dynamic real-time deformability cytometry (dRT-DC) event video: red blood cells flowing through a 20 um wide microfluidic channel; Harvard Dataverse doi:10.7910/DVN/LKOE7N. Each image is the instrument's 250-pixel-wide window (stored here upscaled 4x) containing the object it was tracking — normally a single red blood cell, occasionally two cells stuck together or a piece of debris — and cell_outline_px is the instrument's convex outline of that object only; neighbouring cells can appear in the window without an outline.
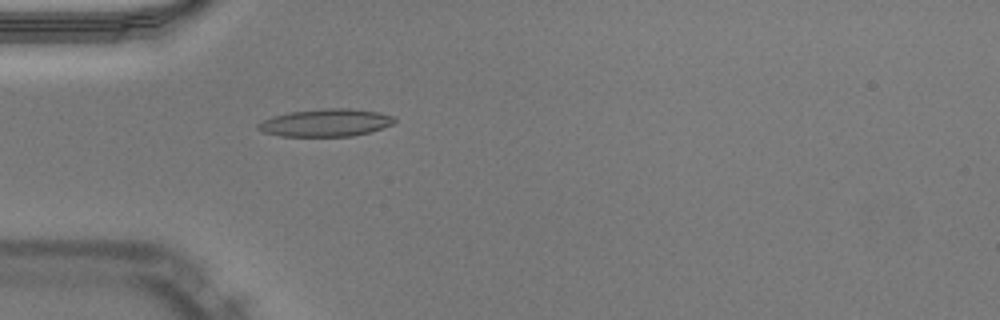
{"species": "Egyptian fruit bat (a non-hibernating species)", "species_latin": "Rousettus aegyptiacus", "temperature_condition": "warm", "stored_images_in_passage": 8, "camera_frame_rate_fps": 3000, "um_per_image_px": 0.085, "animal": {"sex": "male"}, "frame": {"image": 1, "passage_image": 5, "time_ms": 1.333, "image_size_px": [1000, 320], "cell_outline_px": [[396, 120], [392, 124], [368, 132], [352, 136], [280, 136], [264, 132], [256, 128], [256, 124], [272, 116], [292, 112], [324, 108], [348, 108], [376, 112], [396, 116]], "centroid_in_image_um": [27.67, 10.43], "position_along_channel_um": 57.3, "area_um2": 21.73}}